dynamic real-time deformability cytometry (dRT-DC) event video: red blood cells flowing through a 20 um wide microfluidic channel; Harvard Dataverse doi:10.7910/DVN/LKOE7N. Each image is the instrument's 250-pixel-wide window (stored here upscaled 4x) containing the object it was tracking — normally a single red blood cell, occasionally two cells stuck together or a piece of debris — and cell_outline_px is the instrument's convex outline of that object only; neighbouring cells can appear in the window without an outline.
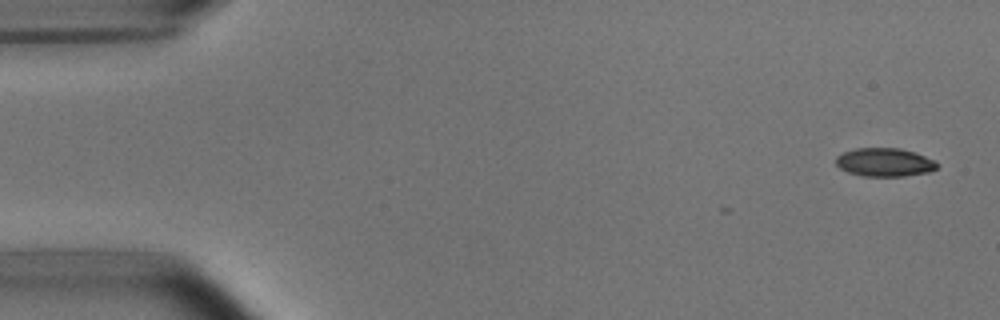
{"species": "common noctule bat (a hibernating species)", "species_latin": "Nyctalus noctula", "temperature_condition": "room temperature", "stored_images_in_passage": 3, "camera_frame_rate_fps": 3000, "um_per_image_px": 0.085, "animal": {"sex": "male", "body_mass_g": 15.6}, "frame": {"image": 1, "passage_image": 1, "time_ms": 0.0, "image_size_px": [1000, 320], "cell_outline_px": [[940, 164], [936, 168], [928, 172], [904, 176], [864, 176], [848, 172], [840, 168], [836, 164], [836, 156], [844, 152], [856, 148], [900, 148], [916, 152], [936, 160]], "centroid_in_image_um": [75.22, 13.78], "position_along_channel_um": 9.8, "area_um2": 16.88}}